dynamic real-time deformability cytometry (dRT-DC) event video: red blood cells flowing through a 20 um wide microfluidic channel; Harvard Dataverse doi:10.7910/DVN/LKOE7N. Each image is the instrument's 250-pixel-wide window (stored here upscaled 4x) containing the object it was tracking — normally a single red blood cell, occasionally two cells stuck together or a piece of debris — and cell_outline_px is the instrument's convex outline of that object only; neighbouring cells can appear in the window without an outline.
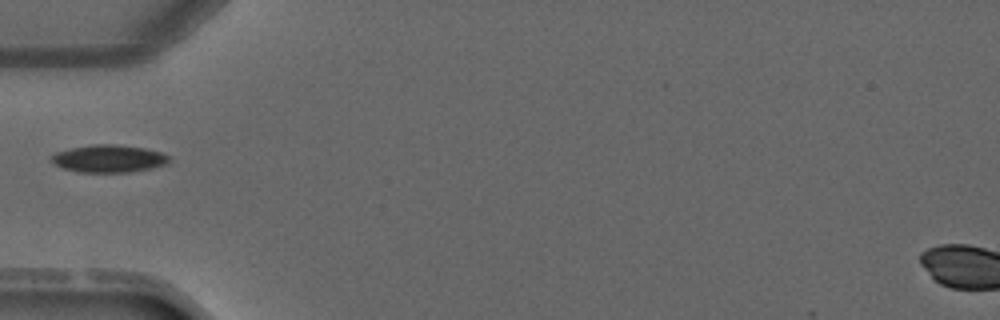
{"species": "common noctule bat (a hibernating species)", "species_latin": "Nyctalus noctula", "temperature_condition": "warm", "stored_images_in_passage": 3, "camera_frame_rate_fps": 3000, "um_per_image_px": 0.085, "animal": {"sex": "male", "forearm_length_mm": 52.5}, "frame": {"image": 1, "passage_image": 3, "time_ms": 2.333, "image_size_px": [1000, 320], "cell_outline_px": [[168, 160], [164, 164], [152, 168], [128, 172], [80, 172], [60, 168], [52, 164], [52, 156], [56, 152], [72, 148], [92, 144], [112, 144], [144, 148], [160, 152], [168, 156]], "centroid_in_image_um": [9.19, 13.49], "position_along_channel_um": 75.8, "area_um2": 18.67}}